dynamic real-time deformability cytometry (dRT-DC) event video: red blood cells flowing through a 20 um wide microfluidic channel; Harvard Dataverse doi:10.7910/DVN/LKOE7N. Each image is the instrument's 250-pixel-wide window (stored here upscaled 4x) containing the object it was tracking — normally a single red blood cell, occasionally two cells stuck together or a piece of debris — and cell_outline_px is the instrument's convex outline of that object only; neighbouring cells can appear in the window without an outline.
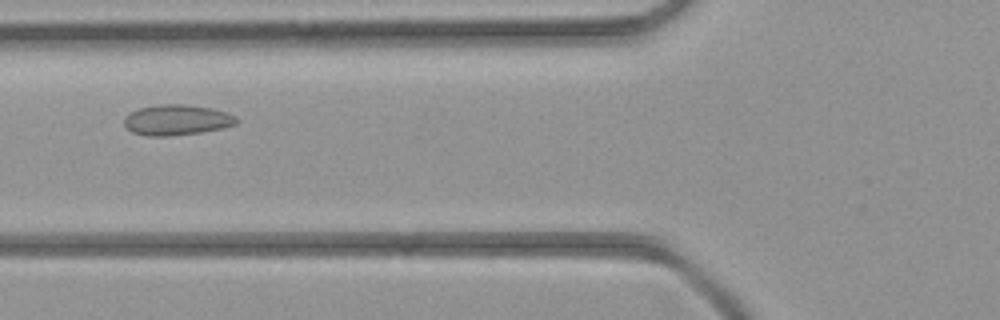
{"species": "common noctule bat (a hibernating species)", "species_latin": "Nyctalus noctula", "temperature_condition": "room temperature", "stored_images_in_passage": 3, "camera_frame_rate_fps": 3000, "um_per_image_px": 0.085, "animal": {"sex": "female", "body_mass_g": 21.9}, "frame": {"image": 1, "passage_image": 3, "time_ms": 2.333, "image_size_px": [1000, 320], "cell_outline_px": [[240, 120], [236, 124], [220, 128], [200, 132], [168, 136], [148, 136], [132, 132], [124, 124], [124, 116], [140, 108], [160, 104], [184, 104], [212, 108], [228, 112], [236, 116]], "centroid_in_image_um": [15.05, 10.19], "position_along_channel_um": 110.8, "area_um2": 19.94}}